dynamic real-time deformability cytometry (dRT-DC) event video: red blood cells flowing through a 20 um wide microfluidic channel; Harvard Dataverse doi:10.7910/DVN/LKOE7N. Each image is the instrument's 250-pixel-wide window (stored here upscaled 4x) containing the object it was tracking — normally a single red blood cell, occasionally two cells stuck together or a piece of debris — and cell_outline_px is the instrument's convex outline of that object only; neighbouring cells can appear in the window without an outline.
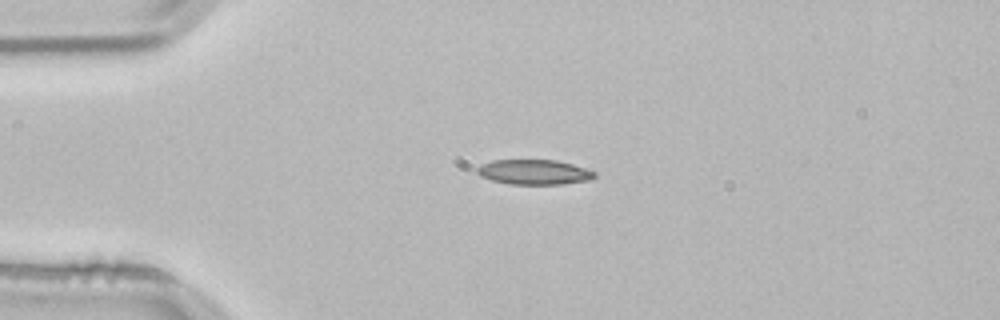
{"species": "common noctule bat (a hibernating species)", "species_latin": "Nyctalus noctula", "temperature_condition": "room temperature", "stored_images_in_passage": 41, "camera_frame_rate_fps": 3000, "um_per_image_px": 0.085, "animal": {"sex": "male", "body_mass_g": 21.5, "forearm_length_mm": 52.0}, "frame": {"image": 1, "passage_image": 1, "time_ms": 0.0, "image_size_px": [1000, 320], "cell_outline_px": [[596, 176], [592, 180], [560, 184], [512, 184], [492, 180], [480, 176], [476, 172], [476, 168], [492, 160], [556, 160], [572, 164], [596, 172]], "centroid_in_image_um": [45.42, 14.63], "position_along_channel_um": 39.6, "area_um2": 16.99}}
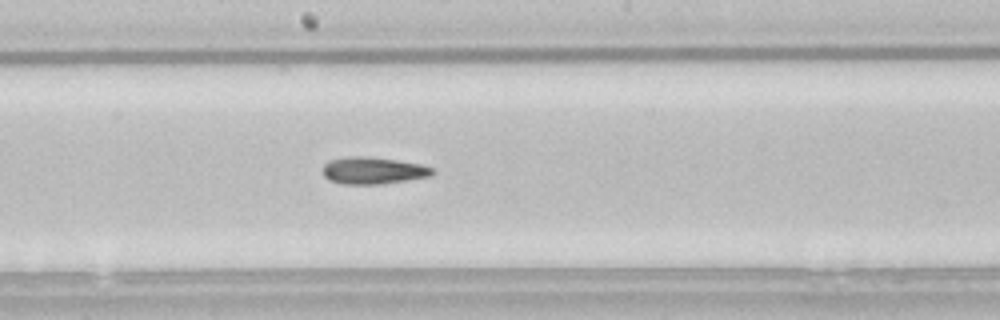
{"frame": {"image": 2, "passage_image": 17, "time_ms": 5.333, "image_size_px": [1000, 320], "cell_outline_px": [[436, 172], [432, 176], [380, 184], [344, 184], [332, 180], [324, 176], [324, 164], [328, 160], [348, 156], [360, 156], [396, 160], [420, 164], [432, 168]], "centroid_in_image_um": [31.73, 14.49], "position_along_channel_um": 216.5, "area_um2": 17.05}}
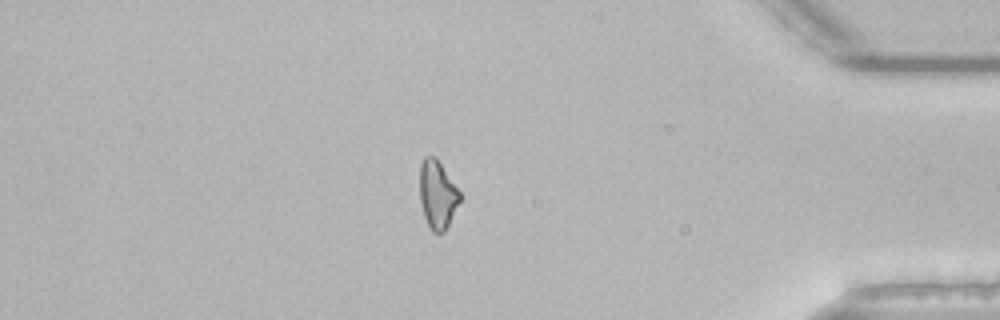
{"frame": {"image": 3, "passage_image": 34, "time_ms": 11.0, "image_size_px": [1000, 320], "cell_outline_px": [[460, 200], [444, 232], [432, 232], [424, 216], [420, 200], [420, 164], [424, 156], [436, 156], [460, 192]], "centroid_in_image_um": [37.16, 16.5], "position_along_channel_um": 398.0, "area_um2": 15.72}, "authors_computed_cell_mechanics": {"area_um2": 16.6464, "velocity_mm_per_s": 3.8488, "shape_relaxation_time_tau1_ms": null, "shape_relaxation_time_tau2_ms": 11.2241, "deformation_change_tau1": null, "deformation_change_tau2": 0.2351}}